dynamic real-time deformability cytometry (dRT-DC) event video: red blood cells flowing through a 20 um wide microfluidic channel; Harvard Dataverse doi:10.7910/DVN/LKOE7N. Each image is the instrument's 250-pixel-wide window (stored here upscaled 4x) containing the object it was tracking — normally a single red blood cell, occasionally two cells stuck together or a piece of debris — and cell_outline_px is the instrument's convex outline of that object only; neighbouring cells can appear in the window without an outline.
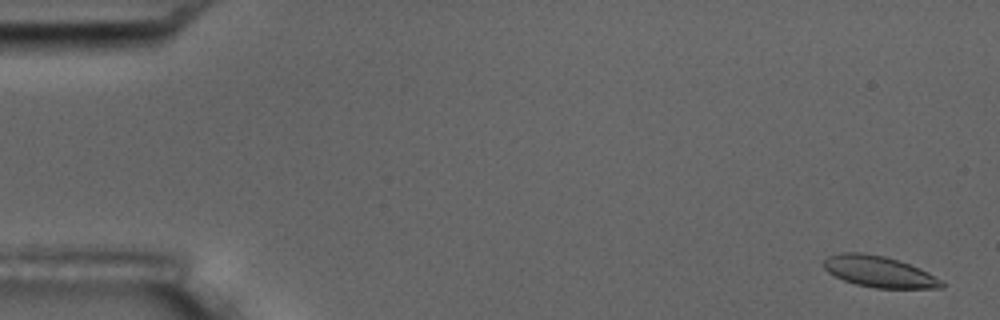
{"species": "common noctule bat (a hibernating species)", "species_latin": "Nyctalus noctula", "temperature_condition": "room temperature", "stored_images_in_passage": 5, "camera_frame_rate_fps": 3000, "um_per_image_px": 0.085, "animal": {"sex": "male", "body_mass_g": 17.5, "forearm_length_mm": 52.3}, "frame": {"image": 1, "passage_image": 1, "time_ms": 0.0, "image_size_px": [1000, 320], "cell_outline_px": [[944, 288], [876, 288], [856, 284], [844, 280], [828, 272], [824, 268], [824, 260], [828, 256], [840, 252], [860, 252], [884, 256], [920, 268], [940, 280], [944, 284]], "centroid_in_image_um": [74.69, 23.09], "position_along_channel_um": 10.3, "area_um2": 21.15}}
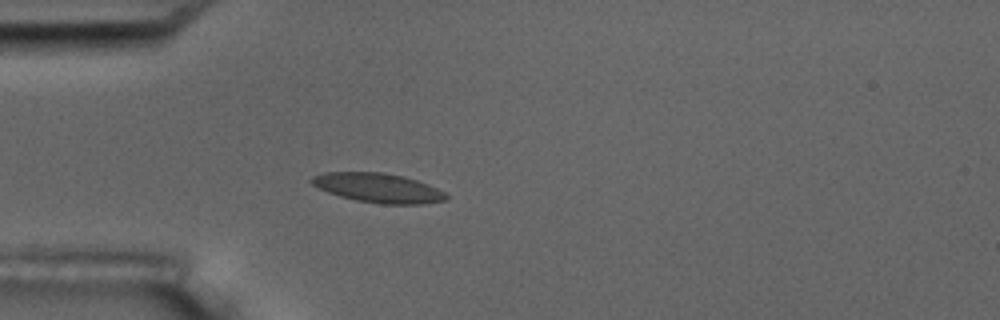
{"frame": {"image": 2, "passage_image": 5, "time_ms": 4.667, "image_size_px": [1000, 320], "cell_outline_px": [[448, 200], [424, 204], [380, 204], [356, 200], [340, 196], [328, 192], [312, 184], [308, 180], [312, 176], [324, 172], [380, 172], [404, 176], [428, 184], [444, 192], [448, 196]], "centroid_in_image_um": [32.15, 15.97], "position_along_channel_um": 52.9, "area_um2": 23.06}}